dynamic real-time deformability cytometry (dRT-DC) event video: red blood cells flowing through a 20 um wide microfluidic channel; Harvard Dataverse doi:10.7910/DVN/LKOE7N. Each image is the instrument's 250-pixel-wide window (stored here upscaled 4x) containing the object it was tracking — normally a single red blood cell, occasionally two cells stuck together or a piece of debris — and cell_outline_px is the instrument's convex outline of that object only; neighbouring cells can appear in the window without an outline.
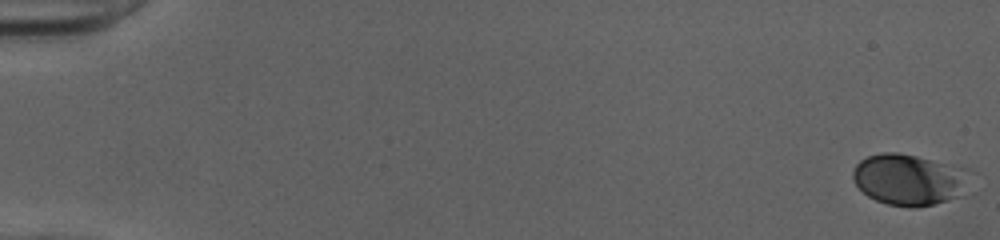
{"species": "human", "species_latin": "Homo sapiens", "temperature_condition": "cold", "stored_images_in_passage": 52, "camera_frame_rate_fps": 3000, "um_per_image_px": 0.085, "donor": {"sex": "female"}, "frame": {"image": 1, "passage_image": 1, "time_ms": 0.0, "image_size_px": [1000, 240], "cell_outline_px": [[968, 168], [964, 192], [948, 200], [916, 208], [912, 208], [888, 204], [876, 200], [868, 196], [852, 180], [852, 172], [856, 164], [860, 160], [868, 156], [884, 152], [896, 152], [916, 156]], "centroid_in_image_um": [77.23, 15.26], "position_along_channel_um": 7.8, "area_um2": 34.68}}
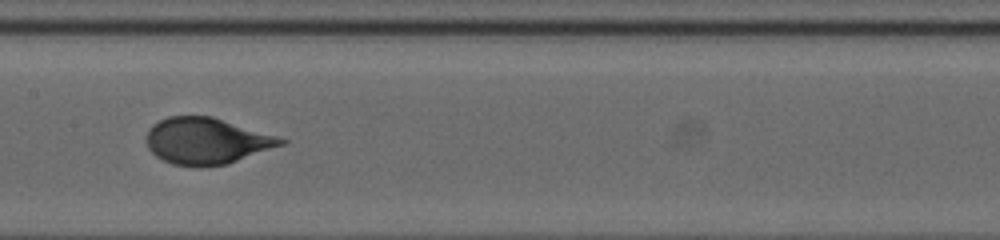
{"frame": {"image": 2, "passage_image": 28, "time_ms": 9.0, "image_size_px": [1000, 240], "cell_outline_px": [[288, 140], [284, 144], [228, 164], [200, 168], [172, 164], [156, 156], [148, 148], [144, 140], [148, 128], [152, 124], [168, 116], [212, 116], [276, 136]], "centroid_in_image_um": [17.5, 11.99], "position_along_channel_um": 189.9, "area_um2": 36.53}}
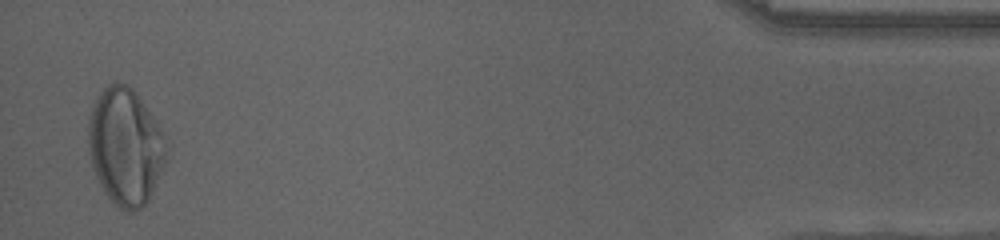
{"frame": {"image": 3, "passage_image": 51, "time_ms": 16.667, "image_size_px": [1000, 240], "cell_outline_px": [[168, 152], [164, 164], [152, 192], [148, 200], [140, 208], [132, 212], [128, 212], [120, 208], [104, 192], [92, 168], [88, 152], [88, 120], [92, 104], [100, 92], [108, 84], [128, 84], [136, 92], [160, 128], [164, 136]], "centroid_in_image_um": [10.63, 12.45], "position_along_channel_um": 424.6, "area_um2": 52.94}, "authors_computed_cell_mechanics": {"area_um2": 35.9516, "velocity_mm_per_s": 4.0342, "shape_relaxation_time_tau1_ms": 3.5754, "shape_relaxation_time_tau2_ms": null, "deformation_change_tau1": 0.1672, "deformation_change_tau2": null}}